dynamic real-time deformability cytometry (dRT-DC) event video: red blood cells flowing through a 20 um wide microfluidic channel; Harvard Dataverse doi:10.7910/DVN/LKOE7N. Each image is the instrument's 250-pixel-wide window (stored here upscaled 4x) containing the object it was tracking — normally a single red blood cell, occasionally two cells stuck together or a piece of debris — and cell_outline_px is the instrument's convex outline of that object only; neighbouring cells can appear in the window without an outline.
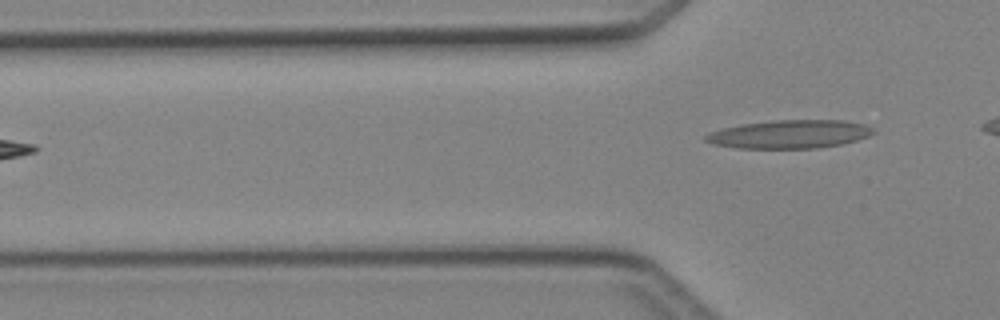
{"species": "Egyptian fruit bat (a non-hibernating species)", "species_latin": "Rousettus aegyptiacus", "temperature_condition": "cold", "stored_images_in_passage": 4, "camera_frame_rate_fps": 3000, "um_per_image_px": 0.085, "animal": {"sex": "female"}, "frame": {"image": 1, "passage_image": 4, "time_ms": 4.333, "image_size_px": [1000, 320], "cell_outline_px": [[876, 132], [868, 136], [844, 144], [816, 148], [736, 148], [712, 144], [704, 140], [704, 136], [708, 132], [740, 124], [772, 120], [844, 120], [864, 124], [876, 128]], "centroid_in_image_um": [67.12, 11.4], "position_along_channel_um": 58.7, "area_um2": 27.98}}